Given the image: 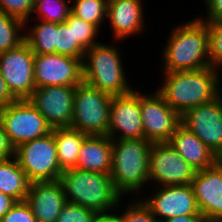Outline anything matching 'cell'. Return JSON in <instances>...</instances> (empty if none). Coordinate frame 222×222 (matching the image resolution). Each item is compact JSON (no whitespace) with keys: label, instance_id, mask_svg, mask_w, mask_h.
Wrapping results in <instances>:
<instances>
[{"label":"cell","instance_id":"1","mask_svg":"<svg viewBox=\"0 0 222 222\" xmlns=\"http://www.w3.org/2000/svg\"><path fill=\"white\" fill-rule=\"evenodd\" d=\"M220 70L212 66L193 71L164 73L157 92L182 116L189 109L213 101L220 94Z\"/></svg>","mask_w":222,"mask_h":222},{"label":"cell","instance_id":"2","mask_svg":"<svg viewBox=\"0 0 222 222\" xmlns=\"http://www.w3.org/2000/svg\"><path fill=\"white\" fill-rule=\"evenodd\" d=\"M162 51L163 73L210 67L207 22L194 17L176 26Z\"/></svg>","mask_w":222,"mask_h":222},{"label":"cell","instance_id":"3","mask_svg":"<svg viewBox=\"0 0 222 222\" xmlns=\"http://www.w3.org/2000/svg\"><path fill=\"white\" fill-rule=\"evenodd\" d=\"M66 202L96 211L101 216H112L122 207V198L114 189L110 174L67 169L61 174ZM121 206V207H120Z\"/></svg>","mask_w":222,"mask_h":222},{"label":"cell","instance_id":"4","mask_svg":"<svg viewBox=\"0 0 222 222\" xmlns=\"http://www.w3.org/2000/svg\"><path fill=\"white\" fill-rule=\"evenodd\" d=\"M111 141L110 176L114 189L122 198L137 191L140 193V190L149 184L148 165L152 143L146 139H111Z\"/></svg>","mask_w":222,"mask_h":222},{"label":"cell","instance_id":"5","mask_svg":"<svg viewBox=\"0 0 222 222\" xmlns=\"http://www.w3.org/2000/svg\"><path fill=\"white\" fill-rule=\"evenodd\" d=\"M119 50L116 43L114 46L100 41L86 50L82 60L83 82L112 96L132 92L134 88L127 82Z\"/></svg>","mask_w":222,"mask_h":222},{"label":"cell","instance_id":"6","mask_svg":"<svg viewBox=\"0 0 222 222\" xmlns=\"http://www.w3.org/2000/svg\"><path fill=\"white\" fill-rule=\"evenodd\" d=\"M112 97L82 81L74 93L70 127L87 135H107Z\"/></svg>","mask_w":222,"mask_h":222},{"label":"cell","instance_id":"7","mask_svg":"<svg viewBox=\"0 0 222 222\" xmlns=\"http://www.w3.org/2000/svg\"><path fill=\"white\" fill-rule=\"evenodd\" d=\"M14 158L31 183L60 179L63 172L58 165L54 128L45 136L17 146Z\"/></svg>","mask_w":222,"mask_h":222},{"label":"cell","instance_id":"8","mask_svg":"<svg viewBox=\"0 0 222 222\" xmlns=\"http://www.w3.org/2000/svg\"><path fill=\"white\" fill-rule=\"evenodd\" d=\"M0 126L14 148L52 131V127L28 99L15 100L1 108Z\"/></svg>","mask_w":222,"mask_h":222},{"label":"cell","instance_id":"9","mask_svg":"<svg viewBox=\"0 0 222 222\" xmlns=\"http://www.w3.org/2000/svg\"><path fill=\"white\" fill-rule=\"evenodd\" d=\"M145 93L139 90L144 139L151 143L169 142L181 124V116L165 102L157 91L152 94Z\"/></svg>","mask_w":222,"mask_h":222},{"label":"cell","instance_id":"10","mask_svg":"<svg viewBox=\"0 0 222 222\" xmlns=\"http://www.w3.org/2000/svg\"><path fill=\"white\" fill-rule=\"evenodd\" d=\"M148 172L149 182L175 186L191 184L197 171L168 142H162L152 143Z\"/></svg>","mask_w":222,"mask_h":222},{"label":"cell","instance_id":"11","mask_svg":"<svg viewBox=\"0 0 222 222\" xmlns=\"http://www.w3.org/2000/svg\"><path fill=\"white\" fill-rule=\"evenodd\" d=\"M34 52L24 41L18 47L0 53V73L16 100L29 99L35 89Z\"/></svg>","mask_w":222,"mask_h":222},{"label":"cell","instance_id":"12","mask_svg":"<svg viewBox=\"0 0 222 222\" xmlns=\"http://www.w3.org/2000/svg\"><path fill=\"white\" fill-rule=\"evenodd\" d=\"M181 124L222 159V93L213 101L185 112Z\"/></svg>","mask_w":222,"mask_h":222},{"label":"cell","instance_id":"13","mask_svg":"<svg viewBox=\"0 0 222 222\" xmlns=\"http://www.w3.org/2000/svg\"><path fill=\"white\" fill-rule=\"evenodd\" d=\"M82 81V61L79 58L57 53L35 54V88L45 86H77Z\"/></svg>","mask_w":222,"mask_h":222},{"label":"cell","instance_id":"14","mask_svg":"<svg viewBox=\"0 0 222 222\" xmlns=\"http://www.w3.org/2000/svg\"><path fill=\"white\" fill-rule=\"evenodd\" d=\"M152 193L141 200L159 222L176 216L202 215L190 184L159 186Z\"/></svg>","mask_w":222,"mask_h":222},{"label":"cell","instance_id":"15","mask_svg":"<svg viewBox=\"0 0 222 222\" xmlns=\"http://www.w3.org/2000/svg\"><path fill=\"white\" fill-rule=\"evenodd\" d=\"M76 86L36 87L28 99L52 127H70Z\"/></svg>","mask_w":222,"mask_h":222},{"label":"cell","instance_id":"16","mask_svg":"<svg viewBox=\"0 0 222 222\" xmlns=\"http://www.w3.org/2000/svg\"><path fill=\"white\" fill-rule=\"evenodd\" d=\"M136 90L112 97L107 134L111 139H144L139 90Z\"/></svg>","mask_w":222,"mask_h":222},{"label":"cell","instance_id":"17","mask_svg":"<svg viewBox=\"0 0 222 222\" xmlns=\"http://www.w3.org/2000/svg\"><path fill=\"white\" fill-rule=\"evenodd\" d=\"M190 185L204 219L222 220V159L197 171Z\"/></svg>","mask_w":222,"mask_h":222},{"label":"cell","instance_id":"18","mask_svg":"<svg viewBox=\"0 0 222 222\" xmlns=\"http://www.w3.org/2000/svg\"><path fill=\"white\" fill-rule=\"evenodd\" d=\"M25 201L30 205L37 222H56L66 203L60 179L32 182Z\"/></svg>","mask_w":222,"mask_h":222},{"label":"cell","instance_id":"19","mask_svg":"<svg viewBox=\"0 0 222 222\" xmlns=\"http://www.w3.org/2000/svg\"><path fill=\"white\" fill-rule=\"evenodd\" d=\"M142 0H108L107 19L112 29L113 41H122L142 33L145 29ZM129 36V37H128Z\"/></svg>","mask_w":222,"mask_h":222},{"label":"cell","instance_id":"20","mask_svg":"<svg viewBox=\"0 0 222 222\" xmlns=\"http://www.w3.org/2000/svg\"><path fill=\"white\" fill-rule=\"evenodd\" d=\"M196 171L213 166L219 158L195 134L180 124L168 142Z\"/></svg>","mask_w":222,"mask_h":222},{"label":"cell","instance_id":"21","mask_svg":"<svg viewBox=\"0 0 222 222\" xmlns=\"http://www.w3.org/2000/svg\"><path fill=\"white\" fill-rule=\"evenodd\" d=\"M112 141L108 135H88L80 148L75 169L111 173Z\"/></svg>","mask_w":222,"mask_h":222},{"label":"cell","instance_id":"22","mask_svg":"<svg viewBox=\"0 0 222 222\" xmlns=\"http://www.w3.org/2000/svg\"><path fill=\"white\" fill-rule=\"evenodd\" d=\"M87 136L71 127L54 128L58 165L62 171L76 166L81 145Z\"/></svg>","mask_w":222,"mask_h":222},{"label":"cell","instance_id":"23","mask_svg":"<svg viewBox=\"0 0 222 222\" xmlns=\"http://www.w3.org/2000/svg\"><path fill=\"white\" fill-rule=\"evenodd\" d=\"M31 182L14 157L0 160V191L16 202L25 201Z\"/></svg>","mask_w":222,"mask_h":222},{"label":"cell","instance_id":"24","mask_svg":"<svg viewBox=\"0 0 222 222\" xmlns=\"http://www.w3.org/2000/svg\"><path fill=\"white\" fill-rule=\"evenodd\" d=\"M24 33V41L34 54L56 53L57 23L40 20Z\"/></svg>","mask_w":222,"mask_h":222},{"label":"cell","instance_id":"25","mask_svg":"<svg viewBox=\"0 0 222 222\" xmlns=\"http://www.w3.org/2000/svg\"><path fill=\"white\" fill-rule=\"evenodd\" d=\"M25 23L0 11V53L24 42Z\"/></svg>","mask_w":222,"mask_h":222},{"label":"cell","instance_id":"26","mask_svg":"<svg viewBox=\"0 0 222 222\" xmlns=\"http://www.w3.org/2000/svg\"><path fill=\"white\" fill-rule=\"evenodd\" d=\"M71 12L99 30L107 19L108 0H71Z\"/></svg>","mask_w":222,"mask_h":222},{"label":"cell","instance_id":"27","mask_svg":"<svg viewBox=\"0 0 222 222\" xmlns=\"http://www.w3.org/2000/svg\"><path fill=\"white\" fill-rule=\"evenodd\" d=\"M71 0H34L32 15L38 14L40 20L63 23L71 13Z\"/></svg>","mask_w":222,"mask_h":222},{"label":"cell","instance_id":"28","mask_svg":"<svg viewBox=\"0 0 222 222\" xmlns=\"http://www.w3.org/2000/svg\"><path fill=\"white\" fill-rule=\"evenodd\" d=\"M64 22L72 24L73 38L85 51L99 43L96 38L100 30L95 25L85 22L72 12Z\"/></svg>","mask_w":222,"mask_h":222},{"label":"cell","instance_id":"29","mask_svg":"<svg viewBox=\"0 0 222 222\" xmlns=\"http://www.w3.org/2000/svg\"><path fill=\"white\" fill-rule=\"evenodd\" d=\"M56 53L83 60L85 50L73 38L72 24L57 23Z\"/></svg>","mask_w":222,"mask_h":222},{"label":"cell","instance_id":"30","mask_svg":"<svg viewBox=\"0 0 222 222\" xmlns=\"http://www.w3.org/2000/svg\"><path fill=\"white\" fill-rule=\"evenodd\" d=\"M137 196L136 200H132L128 204L126 203V208L123 209L124 212L120 214L113 213V216L119 222H159L151 213L149 208L142 202L141 198ZM138 198V199H137Z\"/></svg>","mask_w":222,"mask_h":222},{"label":"cell","instance_id":"31","mask_svg":"<svg viewBox=\"0 0 222 222\" xmlns=\"http://www.w3.org/2000/svg\"><path fill=\"white\" fill-rule=\"evenodd\" d=\"M100 217L96 211L66 202L56 222H97Z\"/></svg>","mask_w":222,"mask_h":222},{"label":"cell","instance_id":"32","mask_svg":"<svg viewBox=\"0 0 222 222\" xmlns=\"http://www.w3.org/2000/svg\"><path fill=\"white\" fill-rule=\"evenodd\" d=\"M210 65L220 70L222 67V22H207Z\"/></svg>","mask_w":222,"mask_h":222},{"label":"cell","instance_id":"33","mask_svg":"<svg viewBox=\"0 0 222 222\" xmlns=\"http://www.w3.org/2000/svg\"><path fill=\"white\" fill-rule=\"evenodd\" d=\"M34 0H0V11L29 24L32 16Z\"/></svg>","mask_w":222,"mask_h":222},{"label":"cell","instance_id":"34","mask_svg":"<svg viewBox=\"0 0 222 222\" xmlns=\"http://www.w3.org/2000/svg\"><path fill=\"white\" fill-rule=\"evenodd\" d=\"M0 222H37L30 205L26 201L16 202L2 217Z\"/></svg>","mask_w":222,"mask_h":222},{"label":"cell","instance_id":"35","mask_svg":"<svg viewBox=\"0 0 222 222\" xmlns=\"http://www.w3.org/2000/svg\"><path fill=\"white\" fill-rule=\"evenodd\" d=\"M204 3L207 9V18L202 16L199 19L203 22H222V0H204Z\"/></svg>","mask_w":222,"mask_h":222},{"label":"cell","instance_id":"36","mask_svg":"<svg viewBox=\"0 0 222 222\" xmlns=\"http://www.w3.org/2000/svg\"><path fill=\"white\" fill-rule=\"evenodd\" d=\"M15 148L10 143L8 136L0 126V160L14 157Z\"/></svg>","mask_w":222,"mask_h":222},{"label":"cell","instance_id":"37","mask_svg":"<svg viewBox=\"0 0 222 222\" xmlns=\"http://www.w3.org/2000/svg\"><path fill=\"white\" fill-rule=\"evenodd\" d=\"M16 99L11 95L6 81L0 73V109L6 107L10 103H13Z\"/></svg>","mask_w":222,"mask_h":222},{"label":"cell","instance_id":"38","mask_svg":"<svg viewBox=\"0 0 222 222\" xmlns=\"http://www.w3.org/2000/svg\"><path fill=\"white\" fill-rule=\"evenodd\" d=\"M16 201L0 191V220L11 209Z\"/></svg>","mask_w":222,"mask_h":222},{"label":"cell","instance_id":"39","mask_svg":"<svg viewBox=\"0 0 222 222\" xmlns=\"http://www.w3.org/2000/svg\"><path fill=\"white\" fill-rule=\"evenodd\" d=\"M205 219L202 215H186V216H176L163 220L161 222H203Z\"/></svg>","mask_w":222,"mask_h":222},{"label":"cell","instance_id":"40","mask_svg":"<svg viewBox=\"0 0 222 222\" xmlns=\"http://www.w3.org/2000/svg\"><path fill=\"white\" fill-rule=\"evenodd\" d=\"M97 222H119L113 215L101 216Z\"/></svg>","mask_w":222,"mask_h":222},{"label":"cell","instance_id":"41","mask_svg":"<svg viewBox=\"0 0 222 222\" xmlns=\"http://www.w3.org/2000/svg\"><path fill=\"white\" fill-rule=\"evenodd\" d=\"M203 222H222V220H204Z\"/></svg>","mask_w":222,"mask_h":222}]
</instances>
